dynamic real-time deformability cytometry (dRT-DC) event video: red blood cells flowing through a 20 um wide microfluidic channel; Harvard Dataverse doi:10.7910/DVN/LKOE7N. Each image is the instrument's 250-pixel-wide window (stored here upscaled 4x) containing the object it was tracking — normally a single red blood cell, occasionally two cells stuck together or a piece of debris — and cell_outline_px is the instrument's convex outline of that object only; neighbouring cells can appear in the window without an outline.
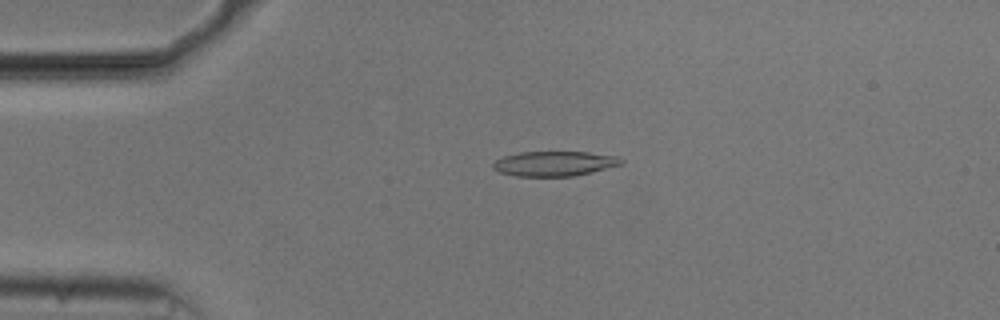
{"species": "common noctule bat (a hibernating species)", "species_latin": "Nyctalus noctula", "temperature_condition": "cold", "stored_images_in_passage": 54, "camera_frame_rate_fps": 3000, "um_per_image_px": 0.085, "animal": {"sex": "male", "body_mass_g": 20.5, "forearm_length_mm": 52.5}, "frame": {"image": 1, "passage_image": 12, "time_ms": 3.667, "image_size_px": [1000, 320], "cell_outline_px": [[624, 164], [572, 176], [516, 176], [500, 172], [492, 168], [492, 164], [496, 160], [504, 156], [520, 152], [588, 152], [616, 156], [624, 160]], "centroid_in_image_um": [47.12, 13.9], "position_along_channel_um": 37.9, "area_um2": 18.44}}
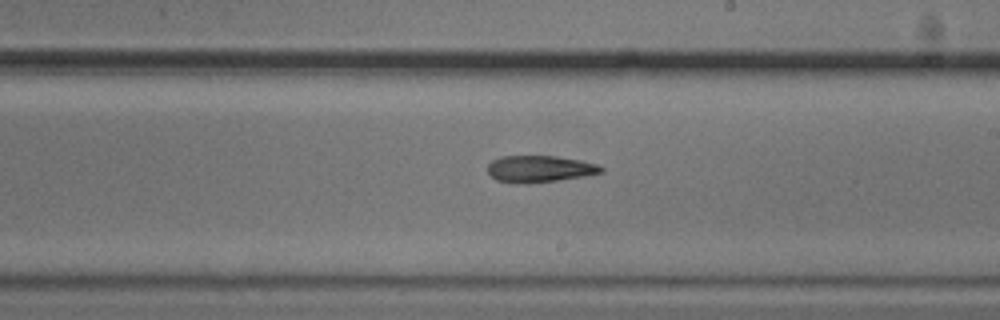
{"frame": {"image": 2, "passage_image": 31, "time_ms": 10.0, "image_size_px": [1000, 320], "cell_outline_px": [[604, 172], [584, 176], [528, 184], [516, 184], [496, 180], [488, 172], [488, 164], [492, 160], [500, 156], [556, 156], [580, 160], [596, 164], [604, 168]], "centroid_in_image_um": [45.84, 14.36], "position_along_channel_um": 243.2, "area_um2": 17.74}}
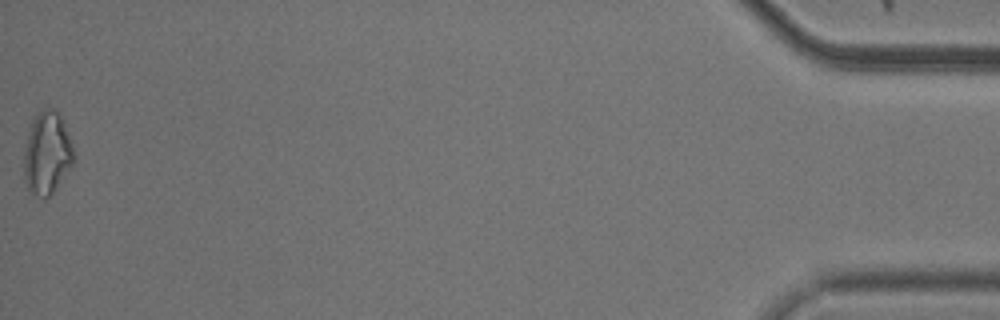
{"frame": {"image": 3, "passage_image": 54, "time_ms": 17.667, "image_size_px": [1000, 320], "cell_outline_px": [[76, 160], [56, 188], [44, 200], [32, 192], [28, 188], [24, 180], [24, 148], [28, 132], [32, 120], [44, 108], [56, 108], [64, 124], [72, 144]], "centroid_in_image_um": [4.0, 13.02], "position_along_channel_um": 431.2, "area_um2": 23.99}, "authors_computed_cell_mechanics": {"area_um2": 18.7561, "velocity_mm_per_s": 3.7222, "shape_relaxation_time_tau1_ms": 4.1395, "shape_relaxation_time_tau2_ms": 6.0523, "deformation_change_tau1": 0.1077, "deformation_change_tau2": 0.1611}}